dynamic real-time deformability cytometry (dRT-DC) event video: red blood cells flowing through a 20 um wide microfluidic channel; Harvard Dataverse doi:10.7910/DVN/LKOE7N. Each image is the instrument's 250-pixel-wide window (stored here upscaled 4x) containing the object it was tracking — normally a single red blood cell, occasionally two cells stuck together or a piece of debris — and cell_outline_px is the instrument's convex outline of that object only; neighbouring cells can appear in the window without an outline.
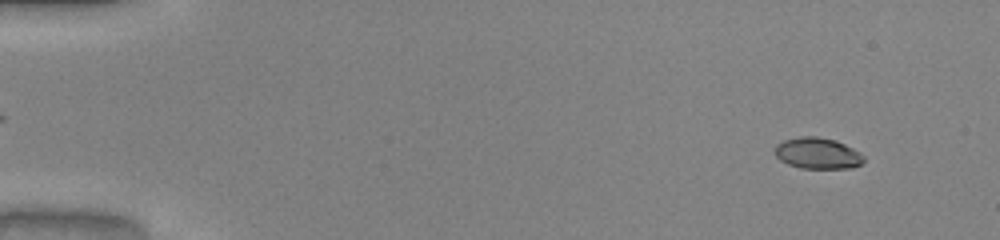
{"species": "common noctule bat (a hibernating species)", "species_latin": "Nyctalus noctula", "temperature_condition": "warm", "stored_images_in_passage": 51, "camera_frame_rate_fps": 3000, "um_per_image_px": 0.085, "animal": {"sex": "male", "body_mass_g": 20.0, "forearm_length_mm": 53.3}, "frame": {"image": 1, "passage_image": 4, "time_ms": 1.0, "image_size_px": [1000, 240], "cell_outline_px": [[864, 160], [860, 164], [852, 168], [800, 168], [788, 164], [780, 160], [776, 156], [776, 144], [784, 140], [800, 136], [816, 136], [836, 140], [860, 152], [864, 156]], "centroid_in_image_um": [69.5, 13.02], "position_along_channel_um": 15.5, "area_um2": 16.13}}
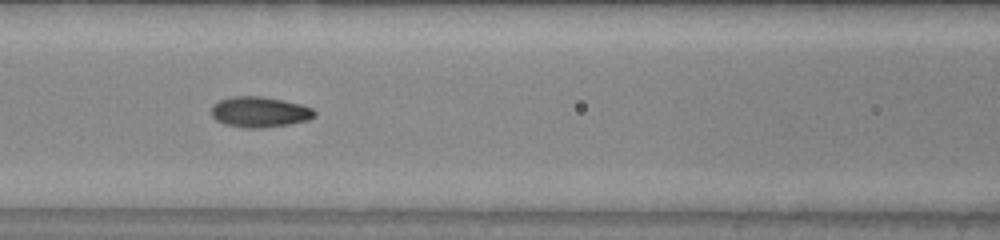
{"frame": {"image": 2, "passage_image": 23, "time_ms": 7.333, "image_size_px": [1000, 240], "cell_outline_px": [[316, 116], [308, 120], [288, 124], [260, 128], [244, 128], [224, 124], [216, 120], [212, 116], [212, 108], [220, 100], [232, 96], [260, 96], [300, 104], [312, 108], [316, 112]], "centroid_in_image_um": [22.07, 9.53], "position_along_channel_um": 144.5, "area_um2": 18.21}}
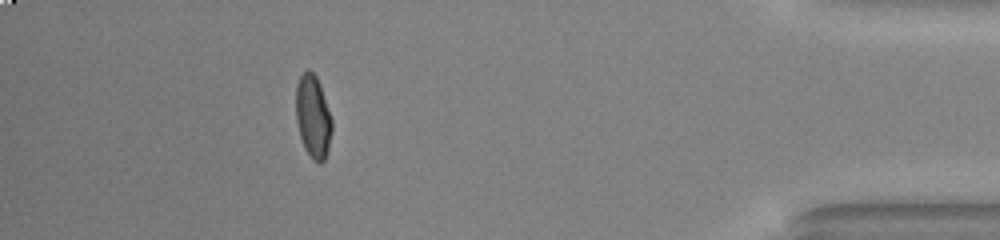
{"frame": {"image": 3, "passage_image": 46, "time_ms": 15.0, "image_size_px": [1000, 240], "cell_outline_px": [[332, 128], [328, 148], [324, 160], [320, 164], [316, 164], [312, 160], [304, 148], [300, 136], [296, 120], [296, 84], [300, 76], [308, 68], [316, 76], [320, 84], [332, 120]], "centroid_in_image_um": [26.6, 9.93], "position_along_channel_um": 408.6, "area_um2": 17.46}, "authors_computed_cell_mechanics": {"area_um2": 16.9932, "velocity_mm_per_s": 4.084, "shape_relaxation_time_tau1_ms": 6.1684, "shape_relaxation_time_tau2_ms": 1.0719, "deformation_change_tau1": 0.2113, "deformation_change_tau2": 0.0519}}